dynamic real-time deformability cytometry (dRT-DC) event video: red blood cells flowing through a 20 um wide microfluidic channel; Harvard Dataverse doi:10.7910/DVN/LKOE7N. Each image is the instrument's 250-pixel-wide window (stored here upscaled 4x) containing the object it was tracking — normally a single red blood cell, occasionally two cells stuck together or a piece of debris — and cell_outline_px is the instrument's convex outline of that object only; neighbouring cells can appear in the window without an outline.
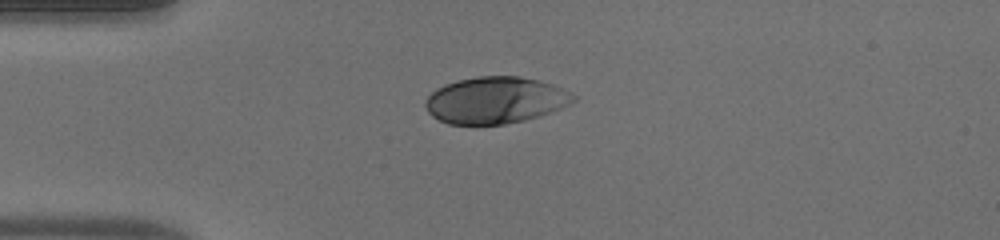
{"species": "human", "species_latin": "Homo sapiens", "temperature_condition": "warm", "stored_images_in_passage": 39, "camera_frame_rate_fps": 3000, "um_per_image_px": 0.085, "donor": {"sex": "male"}, "frame": {"image": 1, "passage_image": 1, "time_ms": 0.0, "image_size_px": [1000, 240], "cell_outline_px": [[576, 100], [560, 108], [524, 120], [504, 124], [448, 124], [432, 116], [428, 112], [424, 104], [428, 96], [436, 88], [444, 84], [456, 80], [476, 76], [520, 76], [540, 80], [552, 84], [572, 92], [576, 96]], "centroid_in_image_um": [42.09, 8.5], "position_along_channel_um": 42.9, "area_um2": 40.23}}
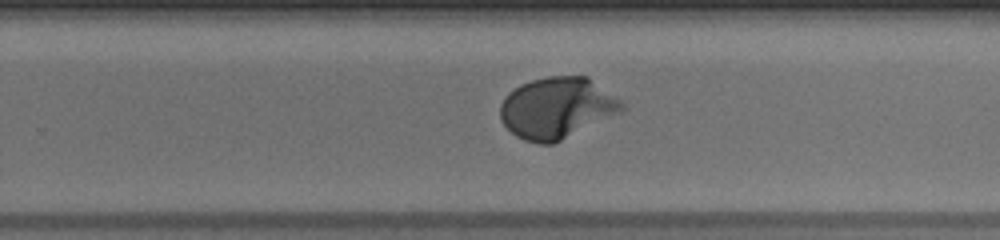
{"frame": {"image": 2, "passage_image": 21, "time_ms": 6.667, "image_size_px": [1000, 240], "cell_outline_px": [[624, 108], [620, 112], [552, 144], [540, 144], [524, 140], [516, 136], [500, 120], [500, 104], [504, 96], [508, 92], [520, 84], [532, 80], [548, 76], [588, 76], [620, 100], [624, 104]], "centroid_in_image_um": [47.29, 9.16], "position_along_channel_um": 282.5, "area_um2": 43.12}}
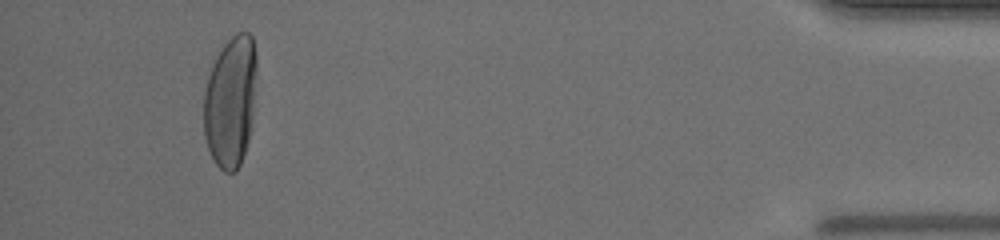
{"frame": {"image": 3, "passage_image": 36, "time_ms": 11.667, "image_size_px": [1000, 240], "cell_outline_px": [[256, 72], [252, 116], [248, 140], [240, 164], [236, 172], [224, 172], [216, 164], [208, 148], [204, 136], [204, 92], [208, 76], [212, 64], [216, 56], [224, 44], [236, 32], [248, 32], [252, 36], [256, 56]], "centroid_in_image_um": [19.58, 8.61], "position_along_channel_um": 415.6, "area_um2": 40.34}, "authors_computed_cell_mechanics": {"area_um2": 41.5004, "velocity_mm_per_s": 3.9727, "shape_relaxation_time_tau1_ms": 2.7553, "shape_relaxation_time_tau2_ms": null, "deformation_change_tau1": 0.1947, "deformation_change_tau2": null}}